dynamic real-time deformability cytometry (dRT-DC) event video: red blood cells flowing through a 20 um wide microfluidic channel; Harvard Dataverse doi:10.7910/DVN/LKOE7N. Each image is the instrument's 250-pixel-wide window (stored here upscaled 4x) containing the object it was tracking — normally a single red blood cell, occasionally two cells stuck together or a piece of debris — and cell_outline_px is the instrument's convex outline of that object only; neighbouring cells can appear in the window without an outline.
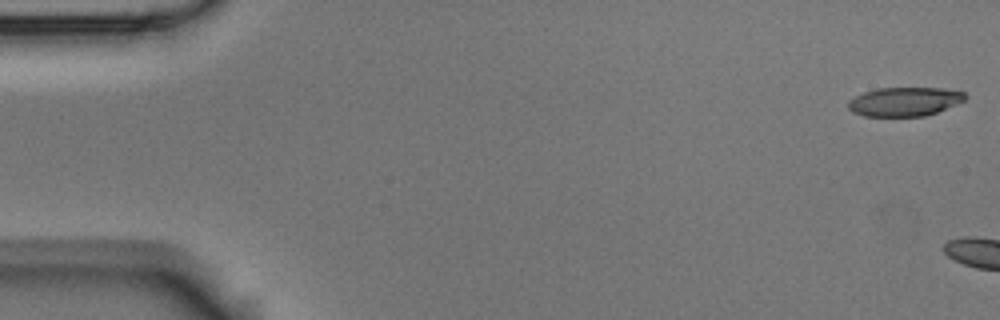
{"species": "Egyptian fruit bat (a non-hibernating species)", "species_latin": "Rousettus aegyptiacus", "temperature_condition": "room temperature", "stored_images_in_passage": 4, "camera_frame_rate_fps": 3000, "um_per_image_px": 0.085, "animal": {"sex": "male"}, "frame": {"image": 1, "passage_image": 1, "time_ms": 0.0, "image_size_px": [1000, 320], "cell_outline_px": [[968, 96], [964, 100], [956, 104], [936, 112], [924, 116], [864, 116], [852, 112], [848, 108], [848, 100], [864, 92], [876, 88], [944, 88], [964, 92]], "centroid_in_image_um": [76.87, 8.63], "position_along_channel_um": 8.1, "area_um2": 19.71}}